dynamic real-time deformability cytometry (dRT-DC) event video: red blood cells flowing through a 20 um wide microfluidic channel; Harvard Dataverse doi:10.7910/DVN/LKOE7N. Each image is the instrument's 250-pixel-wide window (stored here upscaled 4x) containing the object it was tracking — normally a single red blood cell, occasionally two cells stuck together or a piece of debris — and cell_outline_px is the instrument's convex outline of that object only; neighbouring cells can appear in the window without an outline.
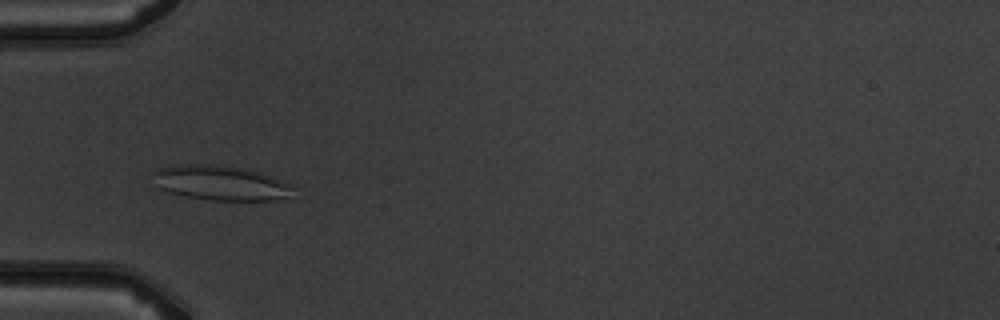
{"species": "common noctule bat (a hibernating species)", "species_latin": "Nyctalus noctula", "temperature_condition": "warm", "stored_images_in_passage": 6, "camera_frame_rate_fps": 3000, "um_per_image_px": 0.085, "animal": {"sex": "male", "body_mass_g": 19.5, "forearm_length_mm": 54.6}, "frame": {"image": 1, "passage_image": 3, "time_ms": 2.333, "image_size_px": [1000, 320], "cell_outline_px": [[292, 184], [284, 196], [272, 200], [208, 200], [168, 192], [160, 188], [152, 172], [160, 168], [176, 164], [216, 164], [248, 168]], "centroid_in_image_um": [18.68, 15.52], "position_along_channel_um": 66.3, "area_um2": 27.92}}
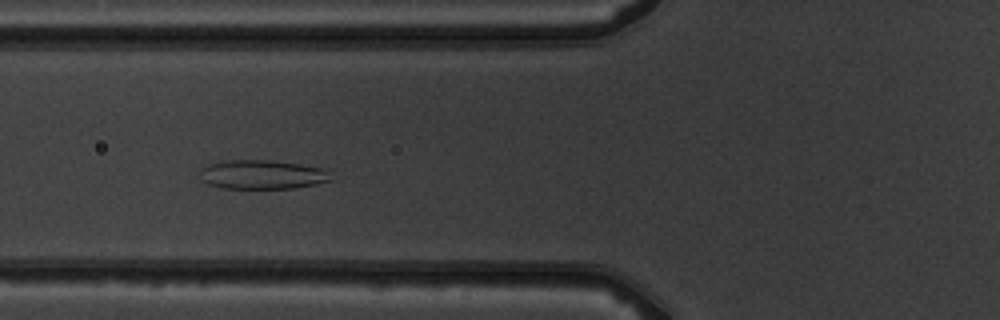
{"frame": {"image": 2, "passage_image": 4, "time_ms": 3.333, "image_size_px": [1000, 320], "cell_outline_px": [[332, 180], [316, 184], [292, 188], [224, 188], [208, 184], [200, 180], [200, 168], [208, 164], [228, 160], [268, 160], [300, 164], [320, 168], [328, 172]], "centroid_in_image_um": [22.23, 14.84], "position_along_channel_um": 103.6, "area_um2": 22.08}}